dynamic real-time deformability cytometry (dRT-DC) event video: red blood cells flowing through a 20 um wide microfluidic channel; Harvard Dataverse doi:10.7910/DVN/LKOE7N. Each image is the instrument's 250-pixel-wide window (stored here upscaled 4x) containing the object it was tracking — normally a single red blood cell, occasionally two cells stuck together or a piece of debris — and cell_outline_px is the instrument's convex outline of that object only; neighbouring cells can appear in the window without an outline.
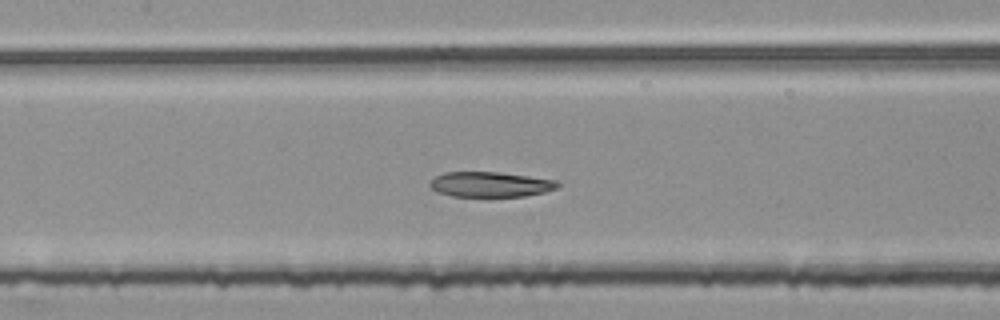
{"species": "common noctule bat (a hibernating species)", "species_latin": "Nyctalus noctula", "temperature_condition": "room temperature", "stored_images_in_passage": 52, "segment_of_instrument_passage": [2, 2], "camera_frame_rate_fps": 3000, "um_per_image_px": 0.085, "animal": {"sex": "female", "body_mass_g": 25.1}, "frame": {"image": 1, "passage_image": 25, "time_ms": 8.0, "image_size_px": [1000, 320], "cell_outline_px": [[560, 184], [556, 188], [544, 192], [524, 196], [452, 196], [436, 192], [428, 184], [436, 176], [444, 172], [500, 172], [560, 180]], "centroid_in_image_um": [41.7, 15.66], "position_along_channel_um": 165.7, "area_um2": 18.79}}
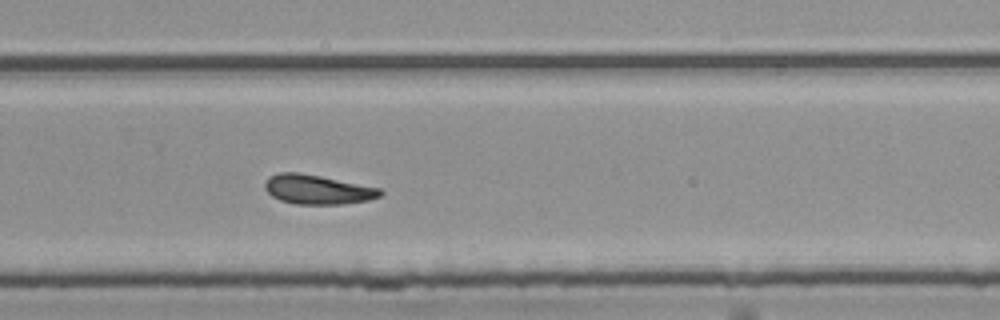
{"frame": {"image": 2, "passage_image": 36, "time_ms": 11.667, "image_size_px": [1000, 320], "cell_outline_px": [[384, 192], [380, 196], [368, 200], [344, 204], [296, 204], [280, 200], [272, 196], [264, 188], [264, 184], [268, 176], [280, 172], [300, 172], [380, 188]], "centroid_in_image_um": [26.96, 16.1], "position_along_channel_um": 302.8, "area_um2": 19.77}}
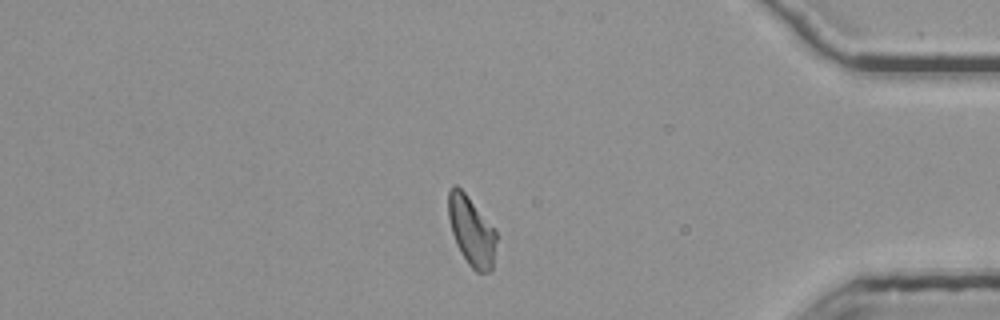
{"frame": {"image": 3, "passage_image": 46, "time_ms": 15.0, "image_size_px": [1000, 320], "cell_outline_px": [[496, 240], [492, 268], [488, 272], [476, 272], [468, 264], [460, 252], [456, 244], [452, 232], [448, 216], [448, 192], [452, 184], [456, 184], [464, 192], [496, 228]], "centroid_in_image_um": [40.07, 19.61], "position_along_channel_um": 395.1, "area_um2": 19.48}}